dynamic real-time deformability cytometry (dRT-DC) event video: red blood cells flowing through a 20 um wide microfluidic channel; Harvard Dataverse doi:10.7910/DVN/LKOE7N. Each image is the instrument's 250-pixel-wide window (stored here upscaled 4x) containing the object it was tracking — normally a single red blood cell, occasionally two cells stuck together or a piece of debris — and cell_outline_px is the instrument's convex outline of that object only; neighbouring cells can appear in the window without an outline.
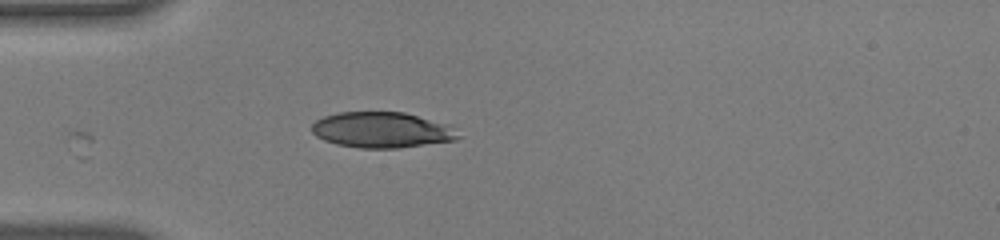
{"species": "human", "species_latin": "Homo sapiens", "temperature_condition": "warm", "stored_images_in_passage": 22, "camera_frame_rate_fps": 3000, "um_per_image_px": 0.085, "donor": {"sex": "male"}, "frame": {"image": 1, "passage_image": 1, "time_ms": 0.0, "image_size_px": [1000, 240], "cell_outline_px": [[464, 136], [456, 140], [400, 148], [360, 148], [336, 144], [324, 140], [316, 136], [312, 132], [312, 124], [316, 120], [324, 116], [340, 112], [404, 112], [452, 124]], "centroid_in_image_um": [32.55, 11.04], "position_along_channel_um": 52.5, "area_um2": 30.98}}
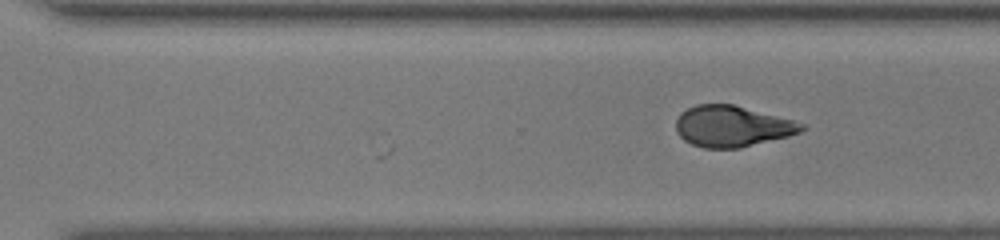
{"frame": {"image": 2, "passage_image": 22, "time_ms": 7.0, "image_size_px": [1000, 240], "cell_outline_px": [[804, 128], [800, 132], [788, 136], [740, 148], [704, 148], [692, 144], [684, 140], [676, 132], [676, 120], [688, 108], [696, 104], [732, 104], [792, 120], [804, 124]], "centroid_in_image_um": [62.21, 10.74], "position_along_channel_um": 308.4, "area_um2": 29.65}}